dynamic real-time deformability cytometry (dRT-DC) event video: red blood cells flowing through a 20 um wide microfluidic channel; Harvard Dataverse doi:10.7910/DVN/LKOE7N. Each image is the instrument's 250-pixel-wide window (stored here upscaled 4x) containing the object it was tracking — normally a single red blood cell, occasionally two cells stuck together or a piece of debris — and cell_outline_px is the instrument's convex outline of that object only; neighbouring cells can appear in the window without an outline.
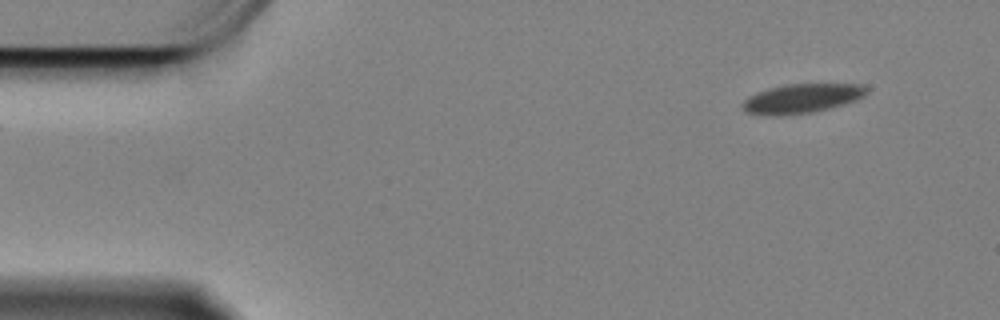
{"species": "Egyptian fruit bat (a non-hibernating species)", "species_latin": "Rousettus aegyptiacus", "temperature_condition": "cold", "stored_images_in_passage": 19, "camera_frame_rate_fps": 3000, "um_per_image_px": 0.085, "animal": {"sex": "female"}, "frame": {"image": 1, "passage_image": 1, "time_ms": 0.0, "image_size_px": [1000, 320], "cell_outline_px": [[868, 92], [864, 96], [856, 100], [844, 104], [812, 112], [784, 116], [776, 116], [748, 112], [740, 104], [748, 96], [768, 88], [788, 84], [864, 84], [868, 88]], "centroid_in_image_um": [68.18, 8.36], "position_along_channel_um": 16.8, "area_um2": 21.15}}
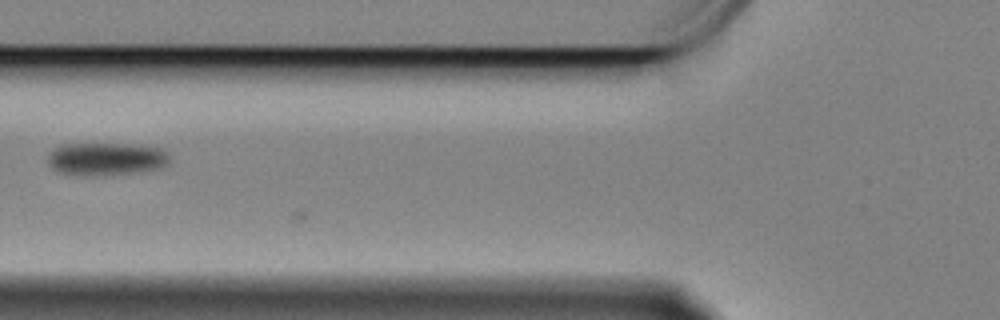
{"frame": {"image": 2, "passage_image": 18, "time_ms": 5.667, "image_size_px": [1000, 320], "cell_outline_px": [[168, 164], [160, 168], [140, 172], [88, 176], [60, 172], [52, 168], [48, 164], [48, 156], [60, 144], [128, 144], [160, 148], [168, 152]], "centroid_in_image_um": [9.03, 13.51], "position_along_channel_um": 116.8, "area_um2": 23.18}}